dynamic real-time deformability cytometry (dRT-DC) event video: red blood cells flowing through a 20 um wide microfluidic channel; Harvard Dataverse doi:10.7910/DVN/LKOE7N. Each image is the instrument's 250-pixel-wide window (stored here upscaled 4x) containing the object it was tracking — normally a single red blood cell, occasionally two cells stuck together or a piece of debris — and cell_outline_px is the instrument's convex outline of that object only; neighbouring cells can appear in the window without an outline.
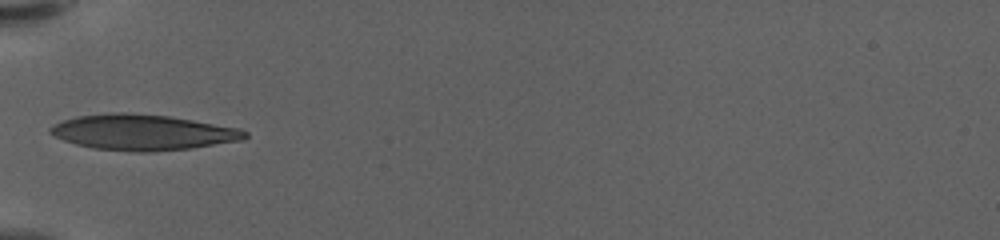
{"species": "human", "species_latin": "Homo sapiens", "temperature_condition": "warm", "stored_images_in_passage": 18, "camera_frame_rate_fps": 3000, "um_per_image_px": 0.085, "donor": {"sex": "female"}, "frame": {"image": 1, "passage_image": 1, "time_ms": 0.0, "image_size_px": [1000, 240], "cell_outline_px": [[248, 136], [244, 140], [192, 148], [148, 152], [136, 152], [92, 148], [76, 144], [64, 140], [48, 132], [48, 128], [64, 120], [76, 116], [108, 112], [124, 112], [168, 116], [240, 128], [248, 132]], "centroid_in_image_um": [12.15, 11.25], "position_along_channel_um": 72.9, "area_um2": 40.46}}
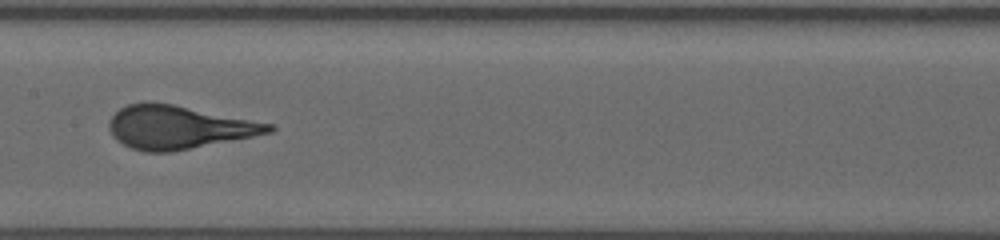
{"frame": {"image": 2, "passage_image": 11, "time_ms": 3.333, "image_size_px": [1000, 240], "cell_outline_px": [[276, 128], [272, 132], [252, 136], [168, 152], [144, 152], [132, 148], [116, 140], [112, 136], [108, 128], [108, 120], [120, 108], [128, 104], [148, 100], [172, 104], [272, 124]], "centroid_in_image_um": [15.09, 10.8], "position_along_channel_um": 192.3, "area_um2": 39.88}}